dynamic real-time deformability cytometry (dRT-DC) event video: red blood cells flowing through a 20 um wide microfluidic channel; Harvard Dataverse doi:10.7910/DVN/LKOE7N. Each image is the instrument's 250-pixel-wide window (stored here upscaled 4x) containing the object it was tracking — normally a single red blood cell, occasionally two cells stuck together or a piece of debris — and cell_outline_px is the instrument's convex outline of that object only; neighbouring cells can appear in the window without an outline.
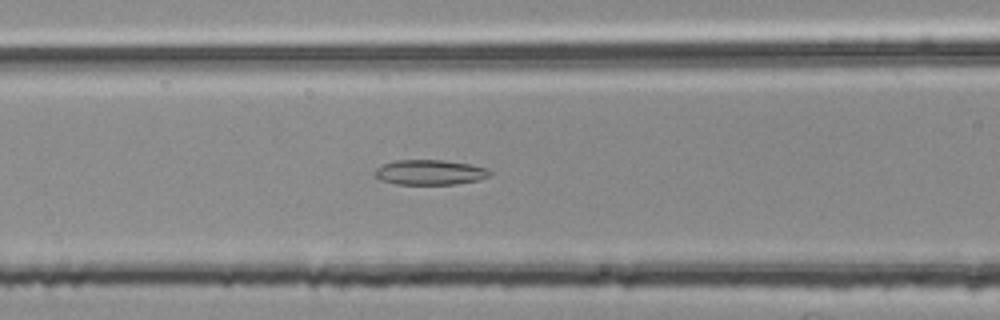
{"species": "common noctule bat (a hibernating species)", "species_latin": "Nyctalus noctula", "temperature_condition": "room temperature", "stored_images_in_passage": 46, "segment_of_instrument_passage": [2, 2], "camera_frame_rate_fps": 3000, "um_per_image_px": 0.085, "animal": {"sex": "female", "body_mass_g": 25.1}, "frame": {"image": 1, "passage_image": 21, "time_ms": 6.667, "image_size_px": [1000, 320], "cell_outline_px": [[492, 172], [488, 176], [480, 180], [456, 184], [396, 184], [380, 180], [376, 176], [376, 168], [380, 164], [396, 160], [440, 160], [472, 164], [488, 168]], "centroid_in_image_um": [36.56, 14.64], "position_along_channel_um": 130.0, "area_um2": 16.88}}
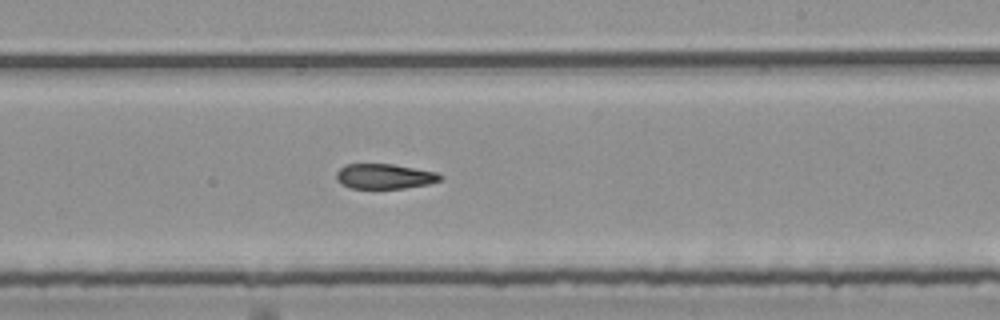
{"frame": {"image": 2, "passage_image": 31, "time_ms": 10.0, "image_size_px": [1000, 320], "cell_outline_px": [[444, 180], [428, 184], [404, 188], [352, 188], [340, 184], [336, 180], [336, 172], [344, 164], [392, 164], [436, 172], [444, 176]], "centroid_in_image_um": [32.69, 14.99], "position_along_channel_um": 256.3, "area_um2": 15.26}}
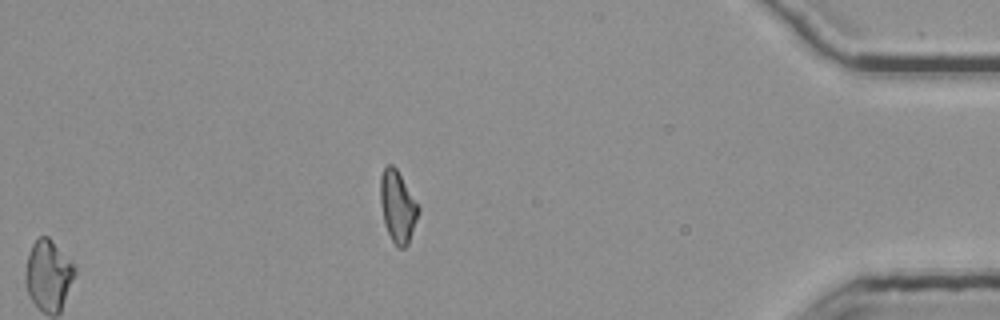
{"frame": {"image": 3, "passage_image": 46, "time_ms": 15.0, "image_size_px": [1000, 320], "cell_outline_px": [[420, 208], [408, 244], [404, 248], [396, 248], [388, 232], [384, 220], [380, 200], [380, 176], [384, 168], [388, 164], [392, 164], [396, 168]], "centroid_in_image_um": [33.79, 17.56], "position_along_channel_um": 401.4, "area_um2": 15.61}}